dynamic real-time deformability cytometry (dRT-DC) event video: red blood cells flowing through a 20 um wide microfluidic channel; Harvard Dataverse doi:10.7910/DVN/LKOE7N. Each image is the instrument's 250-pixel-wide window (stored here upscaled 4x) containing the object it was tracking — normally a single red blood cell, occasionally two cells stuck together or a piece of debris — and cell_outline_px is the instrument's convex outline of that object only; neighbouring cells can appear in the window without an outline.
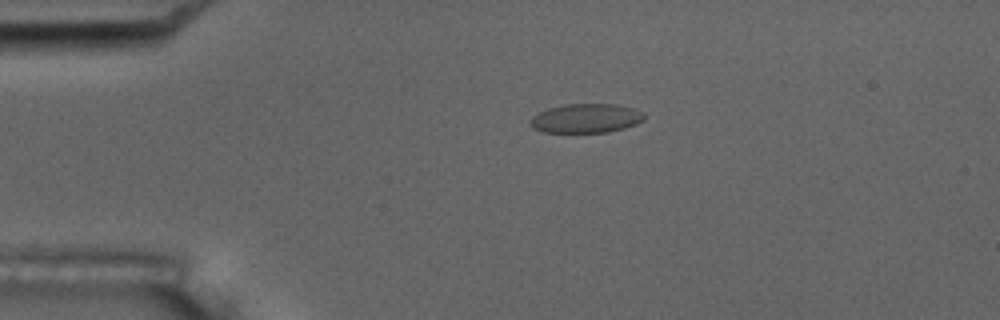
{"species": "common noctule bat (a hibernating species)", "species_latin": "Nyctalus noctula", "temperature_condition": "room temperature", "stored_images_in_passage": 9, "camera_frame_rate_fps": 3000, "um_per_image_px": 0.085, "animal": {"sex": "male", "body_mass_g": 17.5, "forearm_length_mm": 52.3}, "frame": {"image": 1, "passage_image": 4, "time_ms": 3.667, "image_size_px": [1000, 320], "cell_outline_px": [[644, 120], [636, 124], [624, 128], [608, 132], [544, 132], [532, 128], [532, 116], [548, 108], [564, 104], [616, 104], [632, 108], [644, 112]], "centroid_in_image_um": [49.84, 10.05], "position_along_channel_um": 35.2, "area_um2": 19.25}}
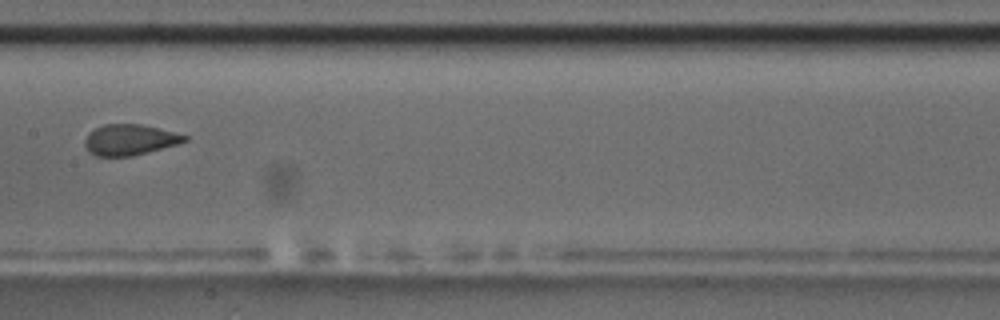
{"frame": {"image": 2, "passage_image": 9, "time_ms": 9.333, "image_size_px": [1000, 320], "cell_outline_px": [[188, 140], [176, 144], [132, 156], [96, 156], [88, 152], [84, 144], [84, 140], [88, 132], [104, 124], [140, 124], [188, 136]], "centroid_in_image_um": [10.96, 11.88], "position_along_channel_um": 196.4, "area_um2": 17.69}}